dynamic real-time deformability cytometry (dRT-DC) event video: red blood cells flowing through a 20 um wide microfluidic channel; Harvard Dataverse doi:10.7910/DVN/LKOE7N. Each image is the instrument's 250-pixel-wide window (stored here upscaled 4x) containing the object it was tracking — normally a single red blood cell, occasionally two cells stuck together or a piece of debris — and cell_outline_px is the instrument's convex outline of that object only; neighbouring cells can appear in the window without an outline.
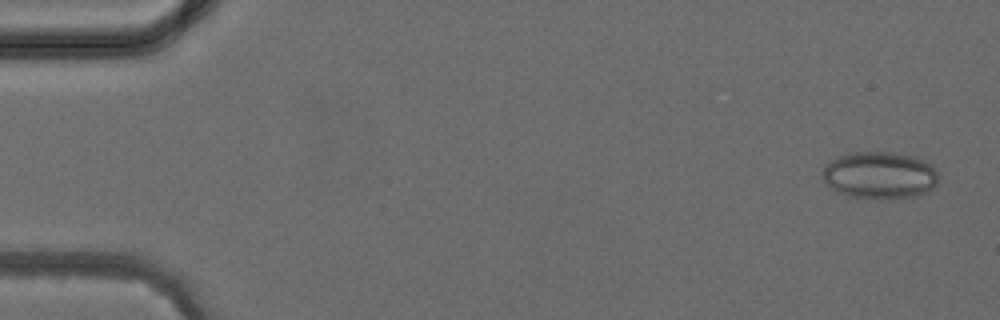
{"species": "common noctule bat (a hibernating species)", "species_latin": "Nyctalus noctula", "temperature_condition": "cold", "stored_images_in_passage": 4, "camera_frame_rate_fps": 3000, "um_per_image_px": 0.085, "animal": {"sex": "female", "body_mass_g": 24.6, "forearm_length_mm": 56.2}, "frame": {"image": 1, "passage_image": 1, "time_ms": 0.0, "image_size_px": [1000, 320], "cell_outline_px": [[940, 176], [936, 184], [928, 192], [916, 196], [848, 196], [836, 192], [824, 180], [824, 168], [828, 160], [836, 156], [856, 152], [892, 152], [912, 156], [924, 160], [932, 164]], "centroid_in_image_um": [74.8, 14.85], "position_along_channel_um": 10.2, "area_um2": 31.33}}